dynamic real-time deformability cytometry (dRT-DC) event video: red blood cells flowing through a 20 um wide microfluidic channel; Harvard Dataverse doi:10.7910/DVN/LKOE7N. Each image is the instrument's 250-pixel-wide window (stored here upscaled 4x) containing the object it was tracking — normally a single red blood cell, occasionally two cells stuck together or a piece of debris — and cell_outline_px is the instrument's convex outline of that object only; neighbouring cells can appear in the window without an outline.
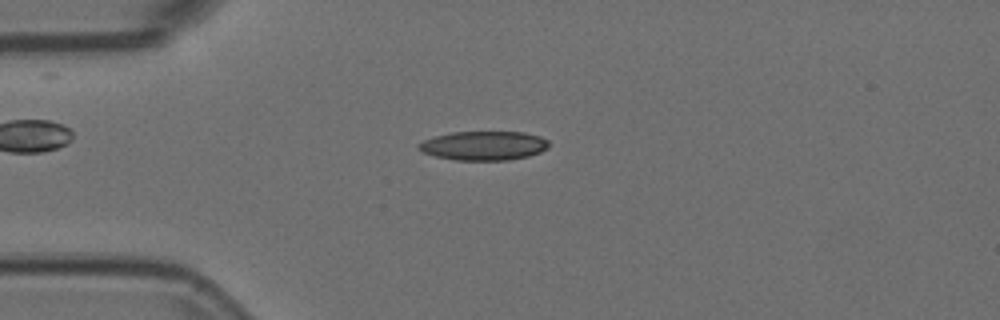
{"species": "Egyptian fruit bat (a non-hibernating species)", "species_latin": "Rousettus aegyptiacus", "temperature_condition": "room temperature", "stored_images_in_passage": 54, "camera_frame_rate_fps": 3000, "um_per_image_px": 0.085, "animal": {"sex": "female"}, "frame": {"image": 1, "passage_image": 13, "time_ms": 4.0, "image_size_px": [1000, 320], "cell_outline_px": [[548, 148], [540, 152], [528, 156], [508, 160], [456, 160], [436, 156], [424, 152], [416, 148], [416, 144], [424, 140], [436, 136], [452, 132], [524, 132], [540, 136], [548, 140]], "centroid_in_image_um": [41.12, 12.38], "position_along_channel_um": 43.9, "area_um2": 22.02}}
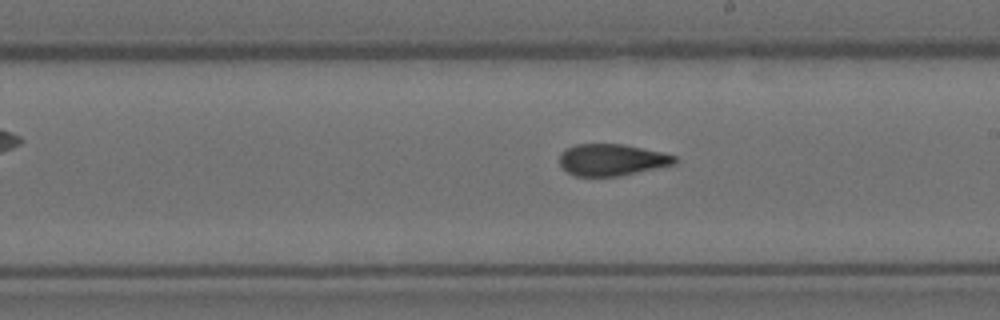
{"frame": {"image": 2, "passage_image": 30, "time_ms": 9.667, "image_size_px": [1000, 320], "cell_outline_px": [[676, 164], [620, 176], [576, 176], [568, 172], [560, 164], [560, 156], [568, 148], [576, 144], [624, 144], [660, 152], [676, 156]], "centroid_in_image_um": [52.03, 13.59], "position_along_channel_um": 237.0, "area_um2": 21.04}}
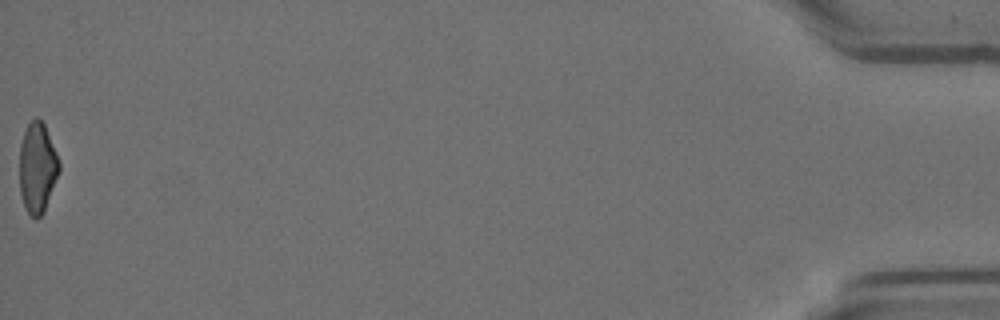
{"frame": {"image": 3, "passage_image": 54, "time_ms": 17.667, "image_size_px": [1000, 320], "cell_outline_px": [[60, 172], [44, 212], [36, 220], [28, 212], [24, 204], [20, 192], [20, 144], [24, 132], [28, 124], [36, 116], [44, 124], [56, 152], [60, 164]], "centroid_in_image_um": [3.19, 14.27], "position_along_channel_um": 432.0, "area_um2": 20.81}, "authors_computed_cell_mechanics": {"area_um2": 21.9062, "velocity_mm_per_s": 3.7335, "shape_relaxation_time_tau1_ms": null, "shape_relaxation_time_tau2_ms": 2.4249, "deformation_change_tau1": null, "deformation_change_tau2": 0.0955}}